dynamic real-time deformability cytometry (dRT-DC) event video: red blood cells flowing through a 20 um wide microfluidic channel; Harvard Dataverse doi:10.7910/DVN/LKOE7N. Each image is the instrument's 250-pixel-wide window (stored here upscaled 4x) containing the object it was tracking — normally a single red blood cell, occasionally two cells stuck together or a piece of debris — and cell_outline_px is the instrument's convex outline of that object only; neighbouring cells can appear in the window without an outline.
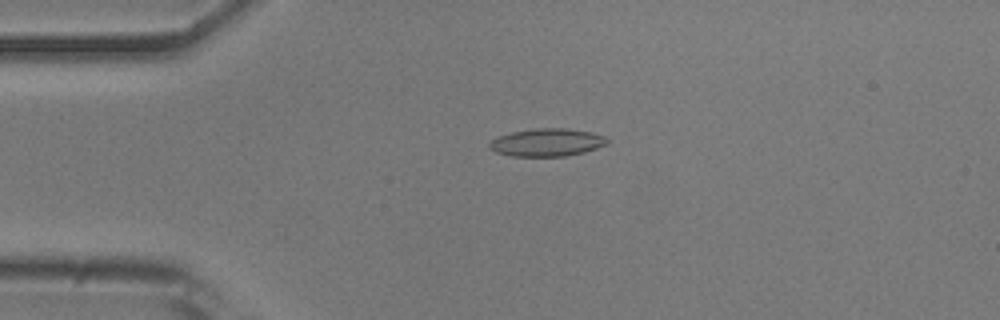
{"species": "common noctule bat (a hibernating species)", "species_latin": "Nyctalus noctula", "temperature_condition": "room temperature", "stored_images_in_passage": 52, "camera_frame_rate_fps": 3000, "um_per_image_px": 0.085, "animal": {"sex": "male", "body_mass_g": 20.5, "forearm_length_mm": 52.5}, "frame": {"image": 1, "passage_image": 12, "time_ms": 3.667, "image_size_px": [1000, 320], "cell_outline_px": [[608, 144], [584, 152], [564, 156], [512, 156], [496, 152], [488, 148], [488, 144], [492, 140], [500, 136], [512, 132], [536, 128], [568, 128], [592, 132], [604, 136], [608, 140]], "centroid_in_image_um": [46.5, 12.1], "position_along_channel_um": 38.5, "area_um2": 19.02}}
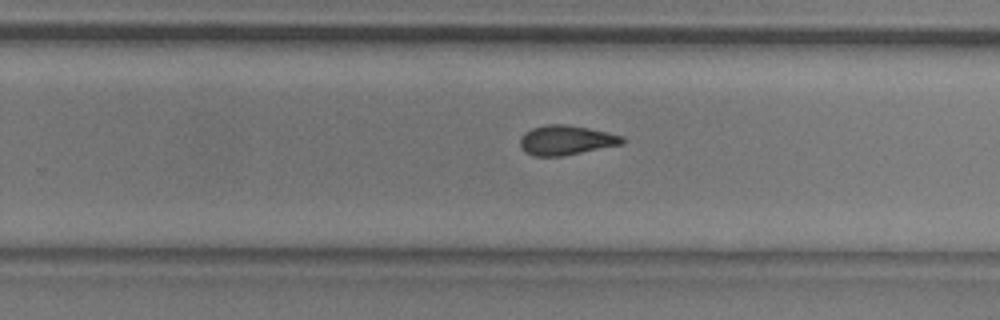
{"frame": {"image": 2, "passage_image": 33, "time_ms": 10.667, "image_size_px": [1000, 320], "cell_outline_px": [[624, 144], [564, 156], [536, 156], [524, 152], [520, 144], [520, 140], [524, 132], [532, 128], [544, 124], [564, 124], [588, 128], [608, 132], [624, 136]], "centroid_in_image_um": [48.13, 11.91], "position_along_channel_um": 281.7, "area_um2": 17.8}}
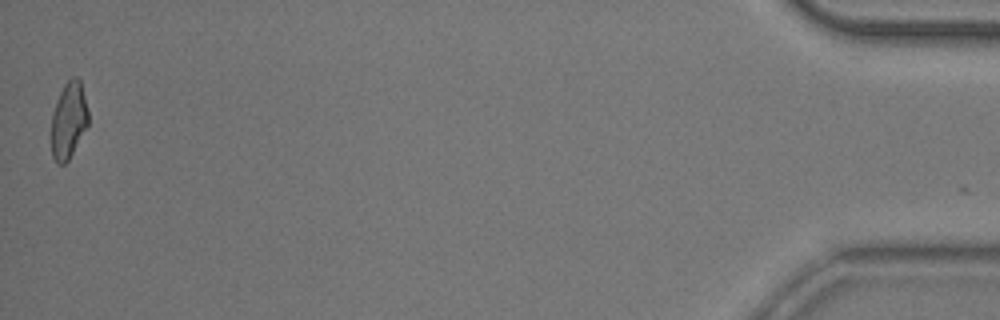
{"frame": {"image": 3, "passage_image": 52, "time_ms": 17.0, "image_size_px": [1000, 320], "cell_outline_px": [[88, 124], [68, 160], [64, 164], [56, 164], [52, 156], [52, 112], [56, 100], [64, 84], [72, 76], [76, 76], [80, 80], [88, 112]], "centroid_in_image_um": [5.82, 10.21], "position_along_channel_um": 429.4, "area_um2": 16.3}, "authors_computed_cell_mechanics": {"area_um2": 17.8891, "velocity_mm_per_s": 3.8561, "shape_relaxation_time_tau1_ms": 9.1464, "shape_relaxation_time_tau2_ms": 2.5453, "deformation_change_tau1": 0.2096, "deformation_change_tau2": 0.1041}}